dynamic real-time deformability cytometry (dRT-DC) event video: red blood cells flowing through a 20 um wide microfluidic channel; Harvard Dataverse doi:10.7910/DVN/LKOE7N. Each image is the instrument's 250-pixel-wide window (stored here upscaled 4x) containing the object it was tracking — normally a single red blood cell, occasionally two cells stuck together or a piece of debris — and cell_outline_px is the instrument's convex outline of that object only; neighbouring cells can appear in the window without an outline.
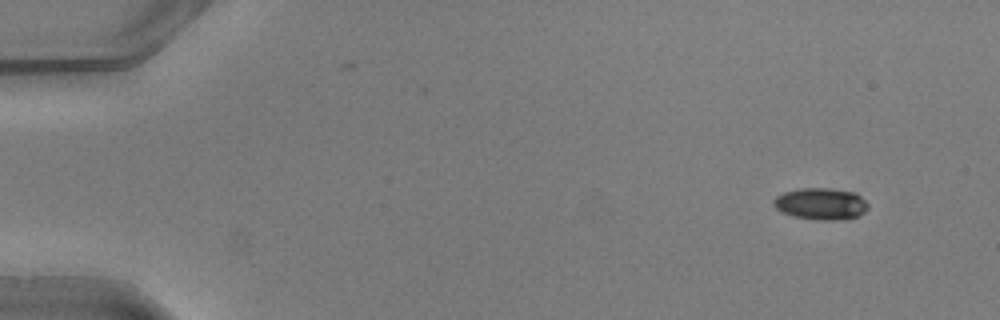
{"species": "common noctule bat (a hibernating species)", "species_latin": "Nyctalus noctula", "temperature_condition": "warm", "stored_images_in_passage": 47, "camera_frame_rate_fps": 3000, "um_per_image_px": 0.085, "animal": {"sex": "male", "body_mass_g": 20.5, "forearm_length_mm": 52.5}, "frame": {"image": 1, "passage_image": 1, "time_ms": 0.0, "image_size_px": [1000, 320], "cell_outline_px": [[868, 208], [860, 216], [840, 220], [816, 220], [792, 216], [780, 212], [772, 204], [772, 200], [776, 196], [784, 192], [800, 188], [828, 188], [856, 192], [868, 204]], "centroid_in_image_um": [69.76, 17.33], "position_along_channel_um": 15.2, "area_um2": 17.74}}
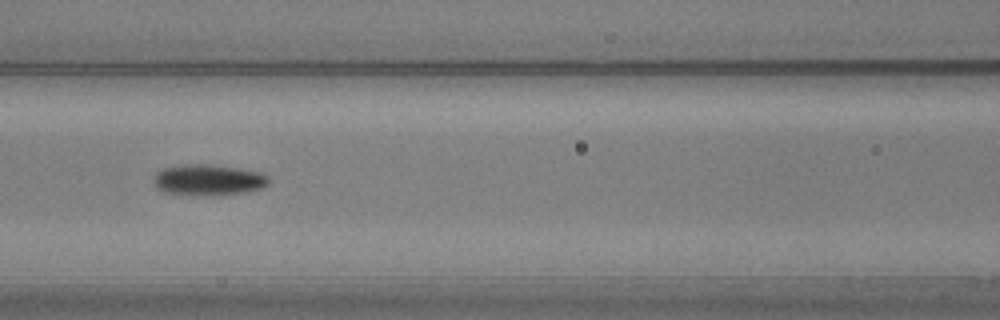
{"frame": {"image": 2, "passage_image": 20, "time_ms": 6.333, "image_size_px": [1000, 320], "cell_outline_px": [[268, 184], [260, 188], [244, 192], [216, 196], [196, 196], [164, 192], [156, 188], [156, 172], [164, 168], [184, 164], [208, 164], [236, 168], [260, 172], [268, 176]], "centroid_in_image_um": [17.7, 15.31], "position_along_channel_um": 148.9, "area_um2": 20.75}}
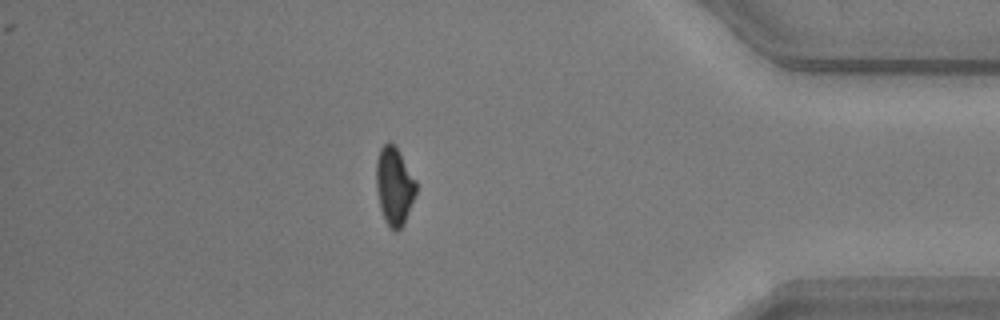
{"frame": {"image": 3, "passage_image": 41, "time_ms": 13.333, "image_size_px": [1000, 320], "cell_outline_px": [[416, 192], [404, 224], [396, 232], [384, 220], [380, 208], [376, 188], [376, 160], [380, 148], [388, 140], [396, 148], [416, 180]], "centroid_in_image_um": [33.49, 15.82], "position_along_channel_um": 401.7, "area_um2": 17.92}, "authors_computed_cell_mechanics": {"area_um2": 18.6116, "velocity_mm_per_s": 4.0834, "shape_relaxation_time_tau1_ms": 2.2087, "shape_relaxation_time_tau2_ms": 8.7706, "deformation_change_tau1": 0.1314, "deformation_change_tau2": 0.1625}}